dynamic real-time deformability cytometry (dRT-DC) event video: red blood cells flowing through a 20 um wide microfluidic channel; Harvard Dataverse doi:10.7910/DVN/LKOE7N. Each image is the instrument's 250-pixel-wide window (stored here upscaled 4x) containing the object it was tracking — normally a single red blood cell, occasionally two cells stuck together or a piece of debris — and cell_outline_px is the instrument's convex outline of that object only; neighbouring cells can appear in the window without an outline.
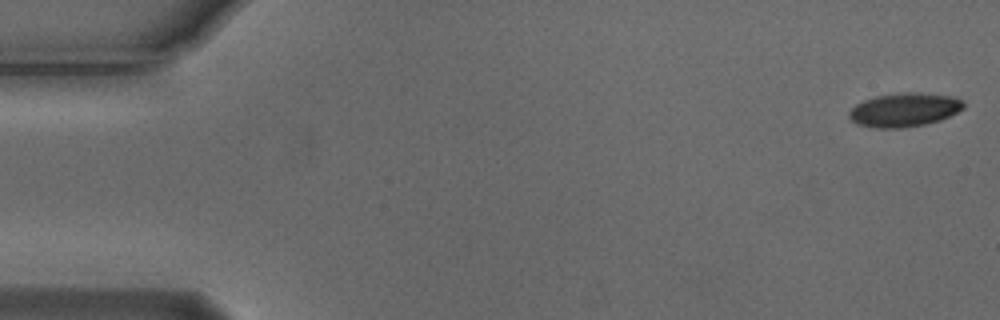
{"species": "Egyptian fruit bat (a non-hibernating species)", "species_latin": "Rousettus aegyptiacus", "temperature_condition": "cold", "stored_images_in_passage": 3, "camera_frame_rate_fps": 3000, "um_per_image_px": 0.085, "animal": {"sex": "male"}, "frame": {"image": 1, "passage_image": 1, "time_ms": 0.0, "image_size_px": [1000, 320], "cell_outline_px": [[964, 108], [940, 120], [924, 124], [900, 128], [876, 128], [856, 124], [848, 116], [848, 112], [856, 104], [864, 100], [876, 96], [908, 92], [912, 92], [956, 96], [964, 104]], "centroid_in_image_um": [76.85, 9.33], "position_along_channel_um": 8.2, "area_um2": 22.37}}